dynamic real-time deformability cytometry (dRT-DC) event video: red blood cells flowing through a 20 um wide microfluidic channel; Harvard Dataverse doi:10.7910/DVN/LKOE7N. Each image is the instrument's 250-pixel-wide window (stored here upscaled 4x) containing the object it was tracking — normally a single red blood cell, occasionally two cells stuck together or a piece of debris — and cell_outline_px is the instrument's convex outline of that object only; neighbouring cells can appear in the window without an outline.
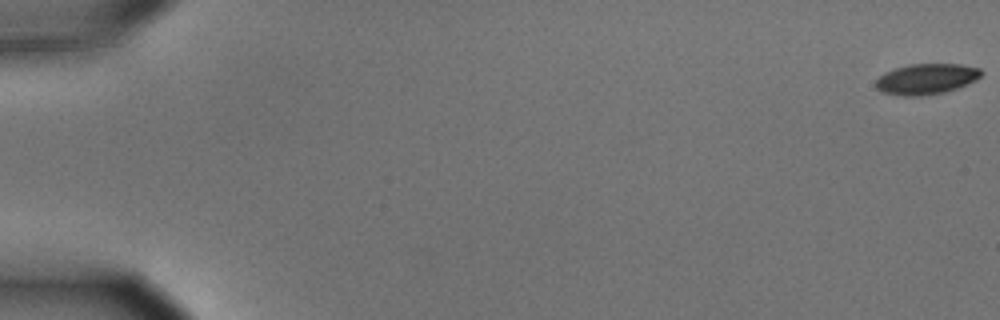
{"species": "common noctule bat (a hibernating species)", "species_latin": "Nyctalus noctula", "temperature_condition": "cold", "stored_images_in_passage": 57, "camera_frame_rate_fps": 3000, "um_per_image_px": 0.085, "animal": {"sex": "male", "body_mass_g": 15.6}, "frame": {"image": 1, "passage_image": 1, "time_ms": 0.0, "image_size_px": [1000, 320], "cell_outline_px": [[984, 72], [976, 80], [956, 88], [944, 92], [920, 96], [900, 96], [880, 92], [876, 88], [876, 80], [884, 72], [908, 64], [960, 64], [980, 68]], "centroid_in_image_um": [78.72, 6.71], "position_along_channel_um": 6.3, "area_um2": 18.9}}
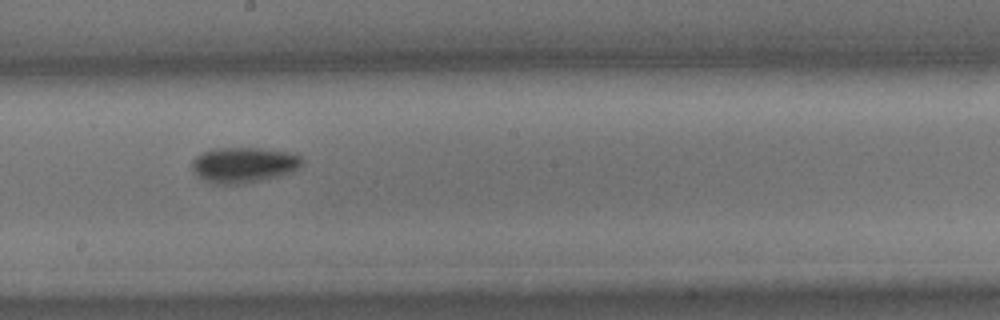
{"frame": {"image": 2, "passage_image": 33, "time_ms": 10.667, "image_size_px": [1000, 320], "cell_outline_px": [[304, 160], [300, 168], [292, 172], [260, 180], [240, 184], [212, 184], [204, 180], [192, 172], [192, 160], [196, 156], [212, 148], [260, 148], [296, 152]], "centroid_in_image_um": [20.73, 14.0], "position_along_channel_um": 227.5, "area_um2": 23.06}}
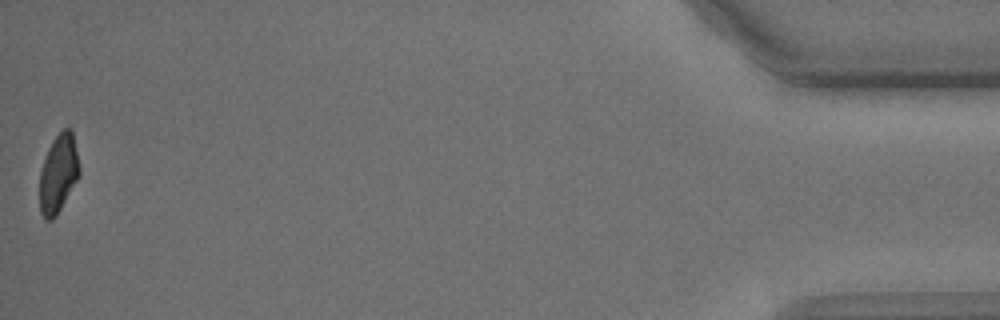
{"frame": {"image": 3, "passage_image": 57, "time_ms": 18.667, "image_size_px": [1000, 320], "cell_outline_px": [[80, 176], [56, 216], [52, 220], [44, 220], [40, 212], [40, 172], [48, 148], [52, 140], [64, 128], [72, 128], [80, 168]], "centroid_in_image_um": [4.97, 14.76], "position_along_channel_um": 430.2, "area_um2": 18.26}, "authors_computed_cell_mechanics": {"area_um2": 20.3456, "velocity_mm_per_s": 3.6202, "shape_relaxation_time_tau1_ms": 3.8889, "shape_relaxation_time_tau2_ms": null, "deformation_change_tau1": 0.1277, "deformation_change_tau2": null}}